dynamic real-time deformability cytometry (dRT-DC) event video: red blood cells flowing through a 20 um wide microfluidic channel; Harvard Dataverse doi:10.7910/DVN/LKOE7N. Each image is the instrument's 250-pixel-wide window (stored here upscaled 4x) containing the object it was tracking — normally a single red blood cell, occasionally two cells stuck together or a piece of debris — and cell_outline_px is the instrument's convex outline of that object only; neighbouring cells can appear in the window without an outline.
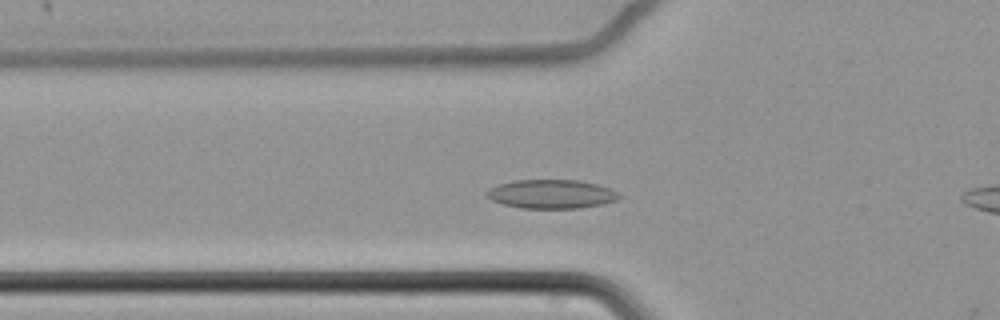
{"species": "common noctule bat (a hibernating species)", "species_latin": "Nyctalus noctula", "temperature_condition": "cold", "stored_images_in_passage": 19, "camera_frame_rate_fps": 3000, "um_per_image_px": 0.085, "animal": {"sex": "female", "body_mass_g": 22.7, "forearm_length_mm": 54.2}, "frame": {"image": 1, "passage_image": 18, "time_ms": 5.667, "image_size_px": [1000, 320], "cell_outline_px": [[620, 196], [616, 200], [604, 204], [580, 208], [520, 208], [504, 204], [492, 200], [484, 196], [484, 192], [488, 188], [496, 184], [516, 180], [580, 180], [596, 184], [608, 188], [616, 192]], "centroid_in_image_um": [46.8, 16.49], "position_along_channel_um": 79.0, "area_um2": 22.37}}